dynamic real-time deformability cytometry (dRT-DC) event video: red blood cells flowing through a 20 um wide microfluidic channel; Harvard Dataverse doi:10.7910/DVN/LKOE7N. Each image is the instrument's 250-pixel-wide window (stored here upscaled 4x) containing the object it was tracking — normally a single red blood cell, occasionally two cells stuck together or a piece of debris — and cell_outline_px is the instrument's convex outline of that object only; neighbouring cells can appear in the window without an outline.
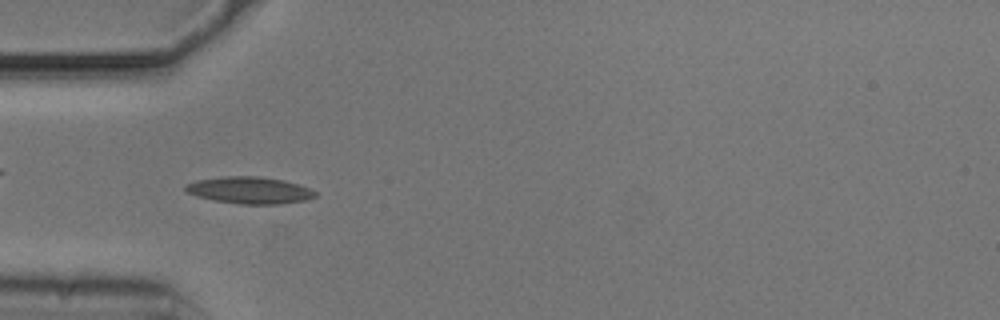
{"species": "common noctule bat (a hibernating species)", "species_latin": "Nyctalus noctula", "temperature_condition": "cold", "stored_images_in_passage": 40, "camera_frame_rate_fps": 3000, "um_per_image_px": 0.085, "animal": {"sex": "male", "body_mass_g": 20.5, "forearm_length_mm": 52.5}, "frame": {"image": 1, "passage_image": 2, "time_ms": 0.333, "image_size_px": [1000, 320], "cell_outline_px": [[316, 196], [304, 200], [280, 204], [240, 204], [216, 200], [196, 196], [188, 192], [184, 188], [184, 184], [196, 180], [224, 176], [260, 176], [284, 180], [300, 184], [316, 192]], "centroid_in_image_um": [21.21, 16.16], "position_along_channel_um": 63.8, "area_um2": 20.29}}
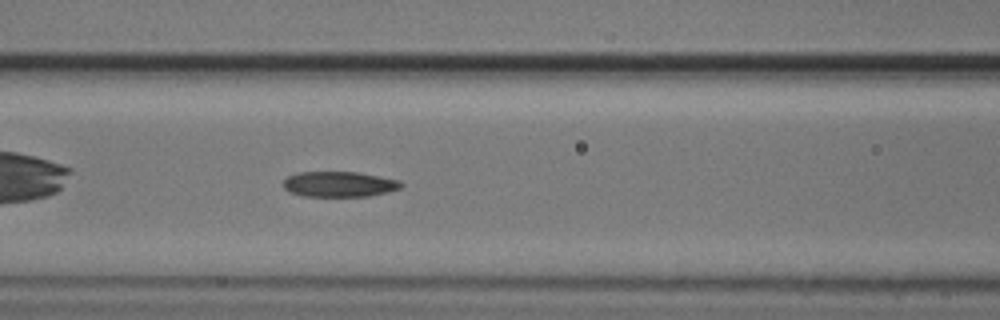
{"frame": {"image": 2, "passage_image": 8, "time_ms": 2.333, "image_size_px": [1000, 320], "cell_outline_px": [[404, 184], [400, 188], [388, 192], [368, 196], [304, 196], [292, 192], [284, 188], [284, 180], [288, 176], [296, 172], [356, 172], [400, 180]], "centroid_in_image_um": [28.85, 15.65], "position_along_channel_um": 137.7, "area_um2": 17.34}}
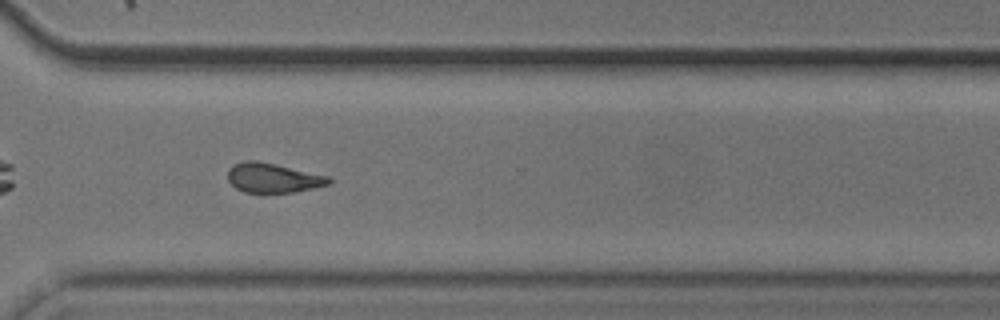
{"frame": {"image": 3, "passage_image": 25, "time_ms": 8.0, "image_size_px": [1000, 320], "cell_outline_px": [[332, 184], [296, 192], [244, 192], [236, 188], [228, 180], [228, 168], [232, 164], [244, 160], [256, 160], [328, 176], [332, 180]], "centroid_in_image_um": [23.19, 15.12], "position_along_channel_um": 347.4, "area_um2": 17.4}, "authors_computed_cell_mechanics": {"area_um2": 17.7446, "velocity_mm_per_s": 3.7097, "shape_relaxation_time_tau1_ms": 6.1996, "shape_relaxation_time_tau2_ms": 4.1661, "deformation_change_tau1": 0.146, "deformation_change_tau2": 0.1297}}